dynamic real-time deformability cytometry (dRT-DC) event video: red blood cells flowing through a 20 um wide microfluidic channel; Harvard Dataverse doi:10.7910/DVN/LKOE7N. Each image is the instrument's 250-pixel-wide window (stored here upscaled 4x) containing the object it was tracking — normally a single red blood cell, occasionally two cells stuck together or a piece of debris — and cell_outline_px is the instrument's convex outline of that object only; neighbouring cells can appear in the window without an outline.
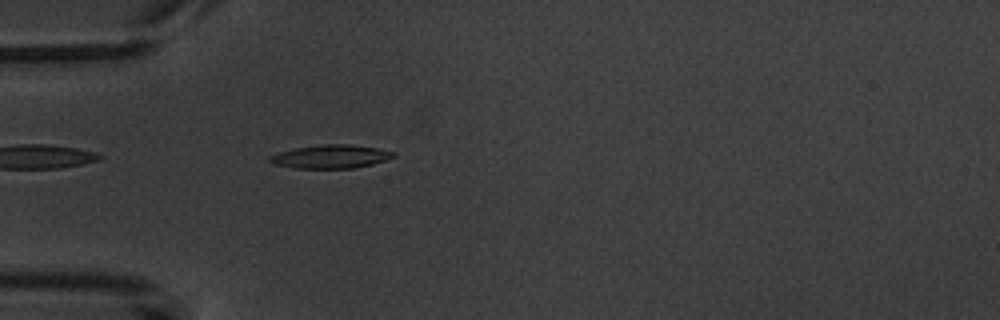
{"species": "common noctule bat (a hibernating species)", "species_latin": "Nyctalus noctula", "temperature_condition": "warm", "stored_images_in_passage": 1, "camera_frame_rate_fps": 3000, "um_per_image_px": 0.085, "animal": {"sex": "male", "body_mass_g": 20.1, "forearm_length_mm": 53.5}, "frame": {"image": 1, "passage_image": 1, "time_ms": 0.0, "image_size_px": [1000, 320], "cell_outline_px": [[396, 156], [372, 164], [356, 168], [292, 168], [272, 164], [268, 160], [268, 156], [280, 152], [296, 148], [324, 144], [348, 144], [376, 148], [396, 152]], "centroid_in_image_um": [28.09, 13.31], "position_along_channel_um": 56.9, "area_um2": 16.88}}